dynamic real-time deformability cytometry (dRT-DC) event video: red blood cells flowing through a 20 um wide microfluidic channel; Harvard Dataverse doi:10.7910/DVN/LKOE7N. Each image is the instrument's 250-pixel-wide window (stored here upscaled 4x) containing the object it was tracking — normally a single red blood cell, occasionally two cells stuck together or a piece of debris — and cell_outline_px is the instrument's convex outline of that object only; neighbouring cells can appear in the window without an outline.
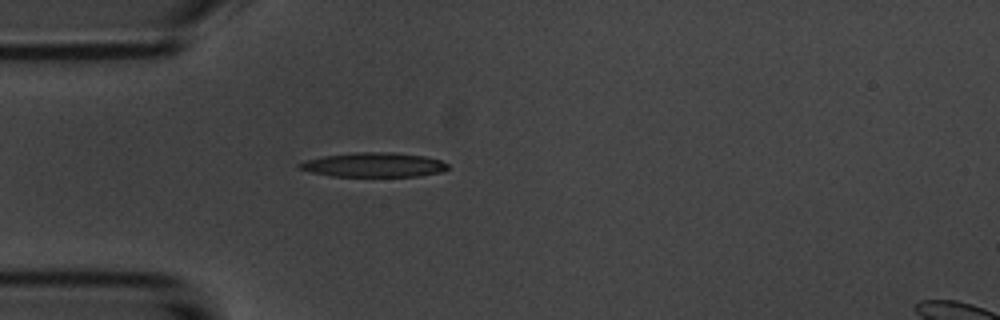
{"species": "common noctule bat (a hibernating species)", "species_latin": "Nyctalus noctula", "temperature_condition": "room temperature", "stored_images_in_passage": 1, "camera_frame_rate_fps": 3000, "um_per_image_px": 0.085, "animal": {"sex": "male", "body_mass_g": 20.1, "forearm_length_mm": 53.5}, "frame": {"image": 1, "passage_image": 1, "time_ms": 0.0, "image_size_px": [1000, 320], "cell_outline_px": [[448, 168], [440, 172], [420, 176], [332, 176], [312, 172], [296, 168], [296, 164], [304, 160], [324, 156], [356, 152], [392, 152], [424, 156], [440, 160], [448, 164]], "centroid_in_image_um": [31.73, 14.01], "position_along_channel_um": 53.3, "area_um2": 21.1}}